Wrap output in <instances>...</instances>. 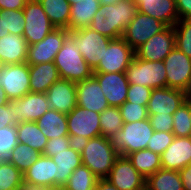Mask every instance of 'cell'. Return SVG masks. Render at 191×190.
<instances>
[{"label": "cell", "instance_id": "cb8c5ba5", "mask_svg": "<svg viewBox=\"0 0 191 190\" xmlns=\"http://www.w3.org/2000/svg\"><path fill=\"white\" fill-rule=\"evenodd\" d=\"M51 158L57 165V187H63L68 182L72 172L82 165L80 149L76 143L64 151L53 152Z\"/></svg>", "mask_w": 191, "mask_h": 190}, {"label": "cell", "instance_id": "3957f363", "mask_svg": "<svg viewBox=\"0 0 191 190\" xmlns=\"http://www.w3.org/2000/svg\"><path fill=\"white\" fill-rule=\"evenodd\" d=\"M54 64L63 80L77 83L93 76V69L83 58L70 33L64 38L62 47L55 56Z\"/></svg>", "mask_w": 191, "mask_h": 190}, {"label": "cell", "instance_id": "2e32d148", "mask_svg": "<svg viewBox=\"0 0 191 190\" xmlns=\"http://www.w3.org/2000/svg\"><path fill=\"white\" fill-rule=\"evenodd\" d=\"M184 102V95L180 89H152L147 104L148 115H173Z\"/></svg>", "mask_w": 191, "mask_h": 190}, {"label": "cell", "instance_id": "7402d4cb", "mask_svg": "<svg viewBox=\"0 0 191 190\" xmlns=\"http://www.w3.org/2000/svg\"><path fill=\"white\" fill-rule=\"evenodd\" d=\"M58 170L51 157L41 156L23 173V181L29 184L43 186H57Z\"/></svg>", "mask_w": 191, "mask_h": 190}, {"label": "cell", "instance_id": "1f68e13d", "mask_svg": "<svg viewBox=\"0 0 191 190\" xmlns=\"http://www.w3.org/2000/svg\"><path fill=\"white\" fill-rule=\"evenodd\" d=\"M56 28H67L71 5L67 0H38Z\"/></svg>", "mask_w": 191, "mask_h": 190}, {"label": "cell", "instance_id": "8fae6325", "mask_svg": "<svg viewBox=\"0 0 191 190\" xmlns=\"http://www.w3.org/2000/svg\"><path fill=\"white\" fill-rule=\"evenodd\" d=\"M0 87L8 99L15 100L30 92L29 66L26 62L4 65L0 70Z\"/></svg>", "mask_w": 191, "mask_h": 190}, {"label": "cell", "instance_id": "ee69618b", "mask_svg": "<svg viewBox=\"0 0 191 190\" xmlns=\"http://www.w3.org/2000/svg\"><path fill=\"white\" fill-rule=\"evenodd\" d=\"M73 144L74 143L69 136H61V137L49 139L46 143V146L42 155L52 157L53 152L64 151L65 149H68Z\"/></svg>", "mask_w": 191, "mask_h": 190}, {"label": "cell", "instance_id": "d590c367", "mask_svg": "<svg viewBox=\"0 0 191 190\" xmlns=\"http://www.w3.org/2000/svg\"><path fill=\"white\" fill-rule=\"evenodd\" d=\"M23 173L8 160H0V190H18Z\"/></svg>", "mask_w": 191, "mask_h": 190}, {"label": "cell", "instance_id": "6da1fadb", "mask_svg": "<svg viewBox=\"0 0 191 190\" xmlns=\"http://www.w3.org/2000/svg\"><path fill=\"white\" fill-rule=\"evenodd\" d=\"M137 11V4L133 0H117L101 5L89 27L110 39H118L123 36Z\"/></svg>", "mask_w": 191, "mask_h": 190}, {"label": "cell", "instance_id": "4316f807", "mask_svg": "<svg viewBox=\"0 0 191 190\" xmlns=\"http://www.w3.org/2000/svg\"><path fill=\"white\" fill-rule=\"evenodd\" d=\"M28 66L30 74V92L46 93L53 83L61 79L54 62Z\"/></svg>", "mask_w": 191, "mask_h": 190}, {"label": "cell", "instance_id": "681fc988", "mask_svg": "<svg viewBox=\"0 0 191 190\" xmlns=\"http://www.w3.org/2000/svg\"><path fill=\"white\" fill-rule=\"evenodd\" d=\"M184 190H191V164L179 171Z\"/></svg>", "mask_w": 191, "mask_h": 190}, {"label": "cell", "instance_id": "816d5d0a", "mask_svg": "<svg viewBox=\"0 0 191 190\" xmlns=\"http://www.w3.org/2000/svg\"><path fill=\"white\" fill-rule=\"evenodd\" d=\"M94 190H118L107 179H98Z\"/></svg>", "mask_w": 191, "mask_h": 190}, {"label": "cell", "instance_id": "f1b7e54d", "mask_svg": "<svg viewBox=\"0 0 191 190\" xmlns=\"http://www.w3.org/2000/svg\"><path fill=\"white\" fill-rule=\"evenodd\" d=\"M148 190H184L179 171L159 169L146 178Z\"/></svg>", "mask_w": 191, "mask_h": 190}, {"label": "cell", "instance_id": "30bf717a", "mask_svg": "<svg viewBox=\"0 0 191 190\" xmlns=\"http://www.w3.org/2000/svg\"><path fill=\"white\" fill-rule=\"evenodd\" d=\"M166 27L163 22L137 11L135 17L126 27L122 38L136 51L152 36L163 31Z\"/></svg>", "mask_w": 191, "mask_h": 190}, {"label": "cell", "instance_id": "4dcf8cb0", "mask_svg": "<svg viewBox=\"0 0 191 190\" xmlns=\"http://www.w3.org/2000/svg\"><path fill=\"white\" fill-rule=\"evenodd\" d=\"M127 157L145 179L162 168L160 155L149 149L133 152Z\"/></svg>", "mask_w": 191, "mask_h": 190}, {"label": "cell", "instance_id": "f5cc1de1", "mask_svg": "<svg viewBox=\"0 0 191 190\" xmlns=\"http://www.w3.org/2000/svg\"><path fill=\"white\" fill-rule=\"evenodd\" d=\"M185 101H191V75L186 83V86L182 90Z\"/></svg>", "mask_w": 191, "mask_h": 190}, {"label": "cell", "instance_id": "9a60e30c", "mask_svg": "<svg viewBox=\"0 0 191 190\" xmlns=\"http://www.w3.org/2000/svg\"><path fill=\"white\" fill-rule=\"evenodd\" d=\"M163 62L167 72V87L183 90L191 75V58L175 46Z\"/></svg>", "mask_w": 191, "mask_h": 190}, {"label": "cell", "instance_id": "7bdbcfd3", "mask_svg": "<svg viewBox=\"0 0 191 190\" xmlns=\"http://www.w3.org/2000/svg\"><path fill=\"white\" fill-rule=\"evenodd\" d=\"M152 89L150 87L131 84L128 87L126 101L137 105L147 106Z\"/></svg>", "mask_w": 191, "mask_h": 190}, {"label": "cell", "instance_id": "277c9868", "mask_svg": "<svg viewBox=\"0 0 191 190\" xmlns=\"http://www.w3.org/2000/svg\"><path fill=\"white\" fill-rule=\"evenodd\" d=\"M154 129L149 119L132 123H123L122 129L112 140L120 156L146 149L148 141L152 137Z\"/></svg>", "mask_w": 191, "mask_h": 190}, {"label": "cell", "instance_id": "6f0895ef", "mask_svg": "<svg viewBox=\"0 0 191 190\" xmlns=\"http://www.w3.org/2000/svg\"><path fill=\"white\" fill-rule=\"evenodd\" d=\"M189 115H190V120H191V101H189Z\"/></svg>", "mask_w": 191, "mask_h": 190}, {"label": "cell", "instance_id": "60d3db41", "mask_svg": "<svg viewBox=\"0 0 191 190\" xmlns=\"http://www.w3.org/2000/svg\"><path fill=\"white\" fill-rule=\"evenodd\" d=\"M25 19L23 9L5 10V33L23 35Z\"/></svg>", "mask_w": 191, "mask_h": 190}, {"label": "cell", "instance_id": "d4e9b609", "mask_svg": "<svg viewBox=\"0 0 191 190\" xmlns=\"http://www.w3.org/2000/svg\"><path fill=\"white\" fill-rule=\"evenodd\" d=\"M69 32L90 26L93 16L100 9L99 0H70Z\"/></svg>", "mask_w": 191, "mask_h": 190}, {"label": "cell", "instance_id": "b9f144b4", "mask_svg": "<svg viewBox=\"0 0 191 190\" xmlns=\"http://www.w3.org/2000/svg\"><path fill=\"white\" fill-rule=\"evenodd\" d=\"M175 135L172 132L154 131L152 137L148 141L146 149L161 155L167 147L173 142Z\"/></svg>", "mask_w": 191, "mask_h": 190}, {"label": "cell", "instance_id": "d6986e66", "mask_svg": "<svg viewBox=\"0 0 191 190\" xmlns=\"http://www.w3.org/2000/svg\"><path fill=\"white\" fill-rule=\"evenodd\" d=\"M50 109L46 93L29 92L14 100V112L19 123L36 122Z\"/></svg>", "mask_w": 191, "mask_h": 190}, {"label": "cell", "instance_id": "c3c4849f", "mask_svg": "<svg viewBox=\"0 0 191 190\" xmlns=\"http://www.w3.org/2000/svg\"><path fill=\"white\" fill-rule=\"evenodd\" d=\"M27 1L28 0H0V11L23 9Z\"/></svg>", "mask_w": 191, "mask_h": 190}, {"label": "cell", "instance_id": "83f0119b", "mask_svg": "<svg viewBox=\"0 0 191 190\" xmlns=\"http://www.w3.org/2000/svg\"><path fill=\"white\" fill-rule=\"evenodd\" d=\"M36 123L48 140L61 136H69L67 114L50 109Z\"/></svg>", "mask_w": 191, "mask_h": 190}, {"label": "cell", "instance_id": "e575fe53", "mask_svg": "<svg viewBox=\"0 0 191 190\" xmlns=\"http://www.w3.org/2000/svg\"><path fill=\"white\" fill-rule=\"evenodd\" d=\"M98 179L87 166L81 165L72 172L63 188L65 190H94Z\"/></svg>", "mask_w": 191, "mask_h": 190}, {"label": "cell", "instance_id": "ba28073f", "mask_svg": "<svg viewBox=\"0 0 191 190\" xmlns=\"http://www.w3.org/2000/svg\"><path fill=\"white\" fill-rule=\"evenodd\" d=\"M134 56L135 51L122 37L112 39L93 73H125Z\"/></svg>", "mask_w": 191, "mask_h": 190}, {"label": "cell", "instance_id": "7a4b0ae2", "mask_svg": "<svg viewBox=\"0 0 191 190\" xmlns=\"http://www.w3.org/2000/svg\"><path fill=\"white\" fill-rule=\"evenodd\" d=\"M82 165L87 166L99 179L106 178L120 156L112 140L98 136L78 144Z\"/></svg>", "mask_w": 191, "mask_h": 190}, {"label": "cell", "instance_id": "9c48e42d", "mask_svg": "<svg viewBox=\"0 0 191 190\" xmlns=\"http://www.w3.org/2000/svg\"><path fill=\"white\" fill-rule=\"evenodd\" d=\"M87 64L94 69L101 60L110 39L90 27L69 32Z\"/></svg>", "mask_w": 191, "mask_h": 190}, {"label": "cell", "instance_id": "ab89813d", "mask_svg": "<svg viewBox=\"0 0 191 190\" xmlns=\"http://www.w3.org/2000/svg\"><path fill=\"white\" fill-rule=\"evenodd\" d=\"M119 109L123 123L137 122L149 117L147 106L137 105L126 101L119 107Z\"/></svg>", "mask_w": 191, "mask_h": 190}, {"label": "cell", "instance_id": "e0dca14e", "mask_svg": "<svg viewBox=\"0 0 191 190\" xmlns=\"http://www.w3.org/2000/svg\"><path fill=\"white\" fill-rule=\"evenodd\" d=\"M76 101L79 107L96 113H101L109 107L102 88L94 76L76 83Z\"/></svg>", "mask_w": 191, "mask_h": 190}, {"label": "cell", "instance_id": "5bb4252c", "mask_svg": "<svg viewBox=\"0 0 191 190\" xmlns=\"http://www.w3.org/2000/svg\"><path fill=\"white\" fill-rule=\"evenodd\" d=\"M174 47V26H167L163 31L155 34L143 45H141L135 51V55L139 59H144L147 61H163Z\"/></svg>", "mask_w": 191, "mask_h": 190}, {"label": "cell", "instance_id": "bcb514c9", "mask_svg": "<svg viewBox=\"0 0 191 190\" xmlns=\"http://www.w3.org/2000/svg\"><path fill=\"white\" fill-rule=\"evenodd\" d=\"M148 119L154 131L172 132L173 130V115H149Z\"/></svg>", "mask_w": 191, "mask_h": 190}, {"label": "cell", "instance_id": "52a82bcc", "mask_svg": "<svg viewBox=\"0 0 191 190\" xmlns=\"http://www.w3.org/2000/svg\"><path fill=\"white\" fill-rule=\"evenodd\" d=\"M23 37L28 46L42 41L56 27L51 23L38 0H28L23 8Z\"/></svg>", "mask_w": 191, "mask_h": 190}, {"label": "cell", "instance_id": "d6a6232c", "mask_svg": "<svg viewBox=\"0 0 191 190\" xmlns=\"http://www.w3.org/2000/svg\"><path fill=\"white\" fill-rule=\"evenodd\" d=\"M122 126L123 120L119 107L109 106L100 113V129L103 137L113 140Z\"/></svg>", "mask_w": 191, "mask_h": 190}, {"label": "cell", "instance_id": "603a6c76", "mask_svg": "<svg viewBox=\"0 0 191 190\" xmlns=\"http://www.w3.org/2000/svg\"><path fill=\"white\" fill-rule=\"evenodd\" d=\"M138 12L149 15L166 26H174L179 20L175 0H133Z\"/></svg>", "mask_w": 191, "mask_h": 190}, {"label": "cell", "instance_id": "74e56055", "mask_svg": "<svg viewBox=\"0 0 191 190\" xmlns=\"http://www.w3.org/2000/svg\"><path fill=\"white\" fill-rule=\"evenodd\" d=\"M174 30L175 46L191 58V19L178 20Z\"/></svg>", "mask_w": 191, "mask_h": 190}, {"label": "cell", "instance_id": "11a10c76", "mask_svg": "<svg viewBox=\"0 0 191 190\" xmlns=\"http://www.w3.org/2000/svg\"><path fill=\"white\" fill-rule=\"evenodd\" d=\"M9 101L4 89L0 87V106L6 105Z\"/></svg>", "mask_w": 191, "mask_h": 190}, {"label": "cell", "instance_id": "4fadbf2b", "mask_svg": "<svg viewBox=\"0 0 191 190\" xmlns=\"http://www.w3.org/2000/svg\"><path fill=\"white\" fill-rule=\"evenodd\" d=\"M118 190H142L146 179L135 169L132 162L125 156H119L109 175L105 178Z\"/></svg>", "mask_w": 191, "mask_h": 190}, {"label": "cell", "instance_id": "836d02e7", "mask_svg": "<svg viewBox=\"0 0 191 190\" xmlns=\"http://www.w3.org/2000/svg\"><path fill=\"white\" fill-rule=\"evenodd\" d=\"M41 156V153L32 147L18 142L16 147L11 151L7 159L15 165L22 173L28 170Z\"/></svg>", "mask_w": 191, "mask_h": 190}, {"label": "cell", "instance_id": "db71d44e", "mask_svg": "<svg viewBox=\"0 0 191 190\" xmlns=\"http://www.w3.org/2000/svg\"><path fill=\"white\" fill-rule=\"evenodd\" d=\"M9 33H5V10L0 11V38Z\"/></svg>", "mask_w": 191, "mask_h": 190}, {"label": "cell", "instance_id": "7c38bea8", "mask_svg": "<svg viewBox=\"0 0 191 190\" xmlns=\"http://www.w3.org/2000/svg\"><path fill=\"white\" fill-rule=\"evenodd\" d=\"M69 34L66 28H55L42 41L28 46V65L54 62L64 38Z\"/></svg>", "mask_w": 191, "mask_h": 190}, {"label": "cell", "instance_id": "ffe728a7", "mask_svg": "<svg viewBox=\"0 0 191 190\" xmlns=\"http://www.w3.org/2000/svg\"><path fill=\"white\" fill-rule=\"evenodd\" d=\"M51 109L68 114L76 106V83L60 79L53 83L46 92Z\"/></svg>", "mask_w": 191, "mask_h": 190}, {"label": "cell", "instance_id": "f546056e", "mask_svg": "<svg viewBox=\"0 0 191 190\" xmlns=\"http://www.w3.org/2000/svg\"><path fill=\"white\" fill-rule=\"evenodd\" d=\"M18 142L26 144L41 154L43 153L47 137L41 132L36 122H20L16 125Z\"/></svg>", "mask_w": 191, "mask_h": 190}, {"label": "cell", "instance_id": "44dd1931", "mask_svg": "<svg viewBox=\"0 0 191 190\" xmlns=\"http://www.w3.org/2000/svg\"><path fill=\"white\" fill-rule=\"evenodd\" d=\"M161 166L165 170L180 171L191 164V136L176 137L160 155Z\"/></svg>", "mask_w": 191, "mask_h": 190}, {"label": "cell", "instance_id": "8d00e7d4", "mask_svg": "<svg viewBox=\"0 0 191 190\" xmlns=\"http://www.w3.org/2000/svg\"><path fill=\"white\" fill-rule=\"evenodd\" d=\"M172 133L176 137L191 136V120L189 115V101H185L173 114Z\"/></svg>", "mask_w": 191, "mask_h": 190}, {"label": "cell", "instance_id": "8992f818", "mask_svg": "<svg viewBox=\"0 0 191 190\" xmlns=\"http://www.w3.org/2000/svg\"><path fill=\"white\" fill-rule=\"evenodd\" d=\"M68 134L73 143L79 144L101 136L100 113L83 109L78 105L67 114Z\"/></svg>", "mask_w": 191, "mask_h": 190}, {"label": "cell", "instance_id": "9f6ffc18", "mask_svg": "<svg viewBox=\"0 0 191 190\" xmlns=\"http://www.w3.org/2000/svg\"><path fill=\"white\" fill-rule=\"evenodd\" d=\"M117 0H99L100 5L112 4L115 3Z\"/></svg>", "mask_w": 191, "mask_h": 190}, {"label": "cell", "instance_id": "484cf974", "mask_svg": "<svg viewBox=\"0 0 191 190\" xmlns=\"http://www.w3.org/2000/svg\"><path fill=\"white\" fill-rule=\"evenodd\" d=\"M28 44L23 35L9 33L0 38V59L4 65L26 62Z\"/></svg>", "mask_w": 191, "mask_h": 190}, {"label": "cell", "instance_id": "7dc6e473", "mask_svg": "<svg viewBox=\"0 0 191 190\" xmlns=\"http://www.w3.org/2000/svg\"><path fill=\"white\" fill-rule=\"evenodd\" d=\"M176 10L181 19H191V0H175Z\"/></svg>", "mask_w": 191, "mask_h": 190}, {"label": "cell", "instance_id": "680465c9", "mask_svg": "<svg viewBox=\"0 0 191 190\" xmlns=\"http://www.w3.org/2000/svg\"><path fill=\"white\" fill-rule=\"evenodd\" d=\"M4 66V63H3V61L0 59V70H1V68Z\"/></svg>", "mask_w": 191, "mask_h": 190}, {"label": "cell", "instance_id": "f907efd6", "mask_svg": "<svg viewBox=\"0 0 191 190\" xmlns=\"http://www.w3.org/2000/svg\"><path fill=\"white\" fill-rule=\"evenodd\" d=\"M61 187L57 186H39L34 184L26 183L25 181L22 182L21 186L18 190H59Z\"/></svg>", "mask_w": 191, "mask_h": 190}, {"label": "cell", "instance_id": "f35d334b", "mask_svg": "<svg viewBox=\"0 0 191 190\" xmlns=\"http://www.w3.org/2000/svg\"><path fill=\"white\" fill-rule=\"evenodd\" d=\"M17 144L16 126L0 128V160H7Z\"/></svg>", "mask_w": 191, "mask_h": 190}, {"label": "cell", "instance_id": "f6af8a7d", "mask_svg": "<svg viewBox=\"0 0 191 190\" xmlns=\"http://www.w3.org/2000/svg\"><path fill=\"white\" fill-rule=\"evenodd\" d=\"M17 115L14 112V100L9 101L6 105L0 106V128L16 126Z\"/></svg>", "mask_w": 191, "mask_h": 190}, {"label": "cell", "instance_id": "ac0fdd59", "mask_svg": "<svg viewBox=\"0 0 191 190\" xmlns=\"http://www.w3.org/2000/svg\"><path fill=\"white\" fill-rule=\"evenodd\" d=\"M109 106L120 107L126 102L129 82L126 73H93Z\"/></svg>", "mask_w": 191, "mask_h": 190}, {"label": "cell", "instance_id": "5b68a950", "mask_svg": "<svg viewBox=\"0 0 191 190\" xmlns=\"http://www.w3.org/2000/svg\"><path fill=\"white\" fill-rule=\"evenodd\" d=\"M125 73L129 85L136 84L151 89L167 87V72L163 61H147L135 55Z\"/></svg>", "mask_w": 191, "mask_h": 190}]
</instances>
